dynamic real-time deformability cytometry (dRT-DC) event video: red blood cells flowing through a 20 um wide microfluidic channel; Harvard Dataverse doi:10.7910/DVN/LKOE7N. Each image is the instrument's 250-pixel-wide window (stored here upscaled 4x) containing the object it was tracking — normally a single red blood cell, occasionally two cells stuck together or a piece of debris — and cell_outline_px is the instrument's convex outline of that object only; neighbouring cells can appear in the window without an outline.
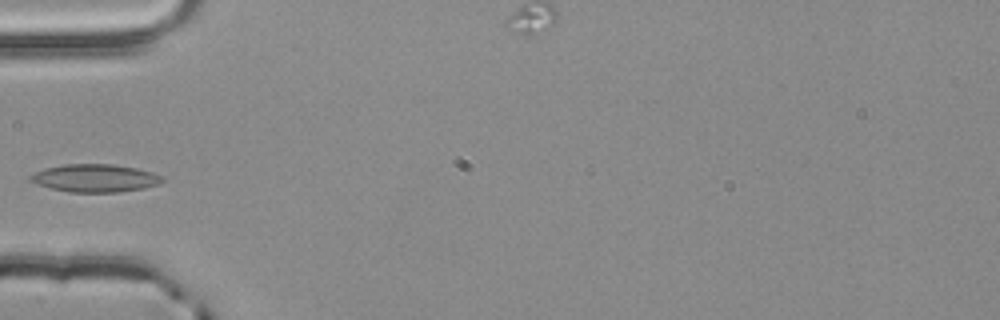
{"species": "common noctule bat (a hibernating species)", "species_latin": "Nyctalus noctula", "temperature_condition": "room temperature", "stored_images_in_passage": 4, "camera_frame_rate_fps": 3000, "um_per_image_px": 0.085, "animal": {"sex": "male", "body_mass_g": 20.4}, "frame": {"image": 1, "passage_image": 4, "time_ms": 1.0, "image_size_px": [1000, 320], "cell_outline_px": [[164, 180], [160, 184], [144, 188], [120, 192], [68, 192], [36, 184], [28, 180], [28, 176], [44, 168], [64, 164], [112, 164], [136, 168], [152, 172], [164, 176]], "centroid_in_image_um": [8.09, 15.14], "position_along_channel_um": 76.9, "area_um2": 21.56}}